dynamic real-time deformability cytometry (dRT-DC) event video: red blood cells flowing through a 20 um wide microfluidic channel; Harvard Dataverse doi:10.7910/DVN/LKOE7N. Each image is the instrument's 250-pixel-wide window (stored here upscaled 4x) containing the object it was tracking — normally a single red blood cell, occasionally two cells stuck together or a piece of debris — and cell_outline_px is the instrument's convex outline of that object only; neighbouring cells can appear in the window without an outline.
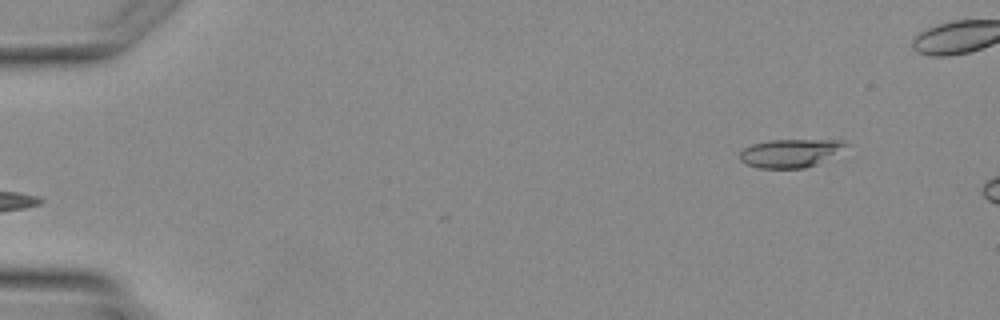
{"species": "Egyptian fruit bat (a non-hibernating species)", "species_latin": "Rousettus aegyptiacus", "temperature_condition": "warm", "stored_images_in_passage": 2, "camera_frame_rate_fps": 3000, "um_per_image_px": 0.085, "animal": {"sex": "female"}, "frame": {"image": 1, "passage_image": 2, "time_ms": 1.333, "image_size_px": [1000, 320], "cell_outline_px": [[848, 144], [816, 164], [804, 168], [760, 168], [748, 164], [740, 160], [740, 152], [744, 148], [752, 144], [768, 140], [840, 140]], "centroid_in_image_um": [67.09, 13.01], "position_along_channel_um": 17.9, "area_um2": 16.94}}